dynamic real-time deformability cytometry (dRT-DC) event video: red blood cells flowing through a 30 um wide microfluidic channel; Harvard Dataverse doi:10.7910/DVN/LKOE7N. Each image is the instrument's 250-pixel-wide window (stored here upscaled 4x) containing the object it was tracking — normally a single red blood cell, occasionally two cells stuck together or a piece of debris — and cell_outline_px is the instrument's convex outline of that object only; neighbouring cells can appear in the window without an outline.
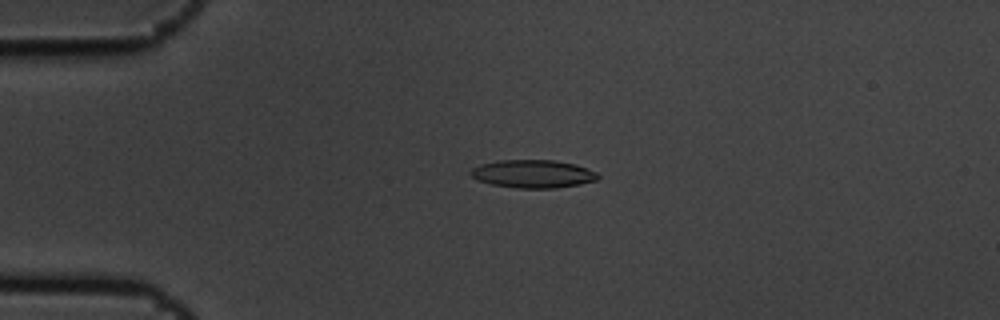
{"species": "common noctule bat (a hibernating species)", "species_latin": "Nyctalus noctula", "temperature_condition": "cold", "stored_images_in_passage": 5, "camera_frame_rate_fps": 3000, "um_per_image_px": 0.085, "animal": {"sex": "male", "body_mass_g": 19.5, "forearm_length_mm": 54.6}, "frame": {"image": 1, "passage_image": 3, "time_ms": 0.667, "image_size_px": [1000, 320], "cell_outline_px": [[600, 176], [596, 180], [580, 184], [556, 188], [516, 188], [492, 184], [476, 180], [468, 172], [472, 168], [480, 164], [500, 160], [556, 160], [576, 164], [596, 172]], "centroid_in_image_um": [45.29, 14.77], "position_along_channel_um": 39.7, "area_um2": 20.87}}
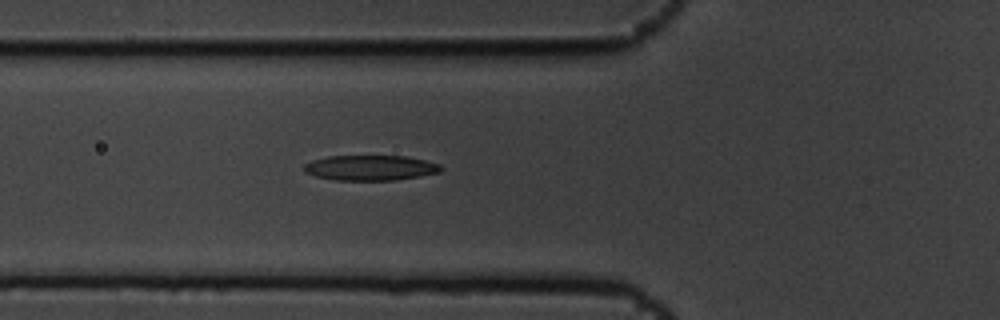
{"frame": {"image": 2, "passage_image": 5, "time_ms": 1.333, "image_size_px": [1000, 320], "cell_outline_px": [[444, 168], [440, 172], [420, 176], [396, 180], [332, 180], [316, 176], [304, 172], [304, 164], [312, 160], [328, 156], [408, 156], [440, 164]], "centroid_in_image_um": [31.49, 14.26], "position_along_channel_um": 94.3, "area_um2": 20.23}}